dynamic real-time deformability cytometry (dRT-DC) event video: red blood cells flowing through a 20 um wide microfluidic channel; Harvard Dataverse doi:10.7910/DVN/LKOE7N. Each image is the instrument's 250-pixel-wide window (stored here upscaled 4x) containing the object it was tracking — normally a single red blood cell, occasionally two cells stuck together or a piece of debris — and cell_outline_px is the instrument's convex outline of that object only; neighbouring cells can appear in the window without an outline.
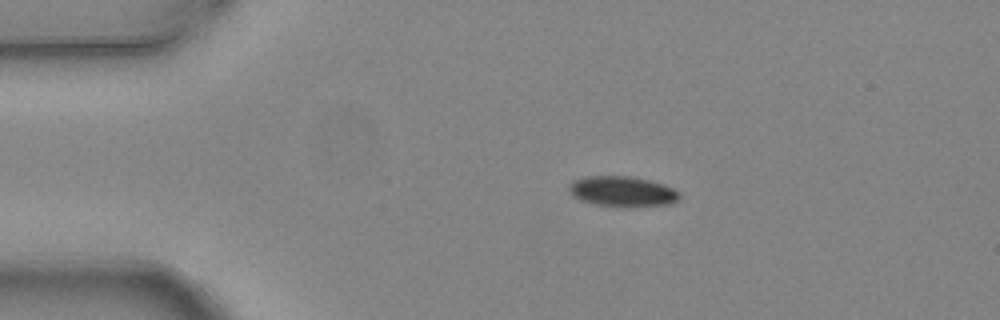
{"species": "common noctule bat (a hibernating species)", "species_latin": "Nyctalus noctula", "temperature_condition": "warm", "stored_images_in_passage": 3, "camera_frame_rate_fps": 3000, "um_per_image_px": 0.085, "animal": {"sex": "female", "body_mass_g": 24.6, "forearm_length_mm": 56.2}, "frame": {"image": 1, "passage_image": 1, "time_ms": 0.0, "image_size_px": [1000, 320], "cell_outline_px": [[680, 196], [676, 200], [668, 204], [636, 208], [628, 208], [596, 204], [580, 200], [572, 196], [568, 188], [568, 184], [572, 180], [580, 176], [632, 176], [664, 184], [680, 192]], "centroid_in_image_um": [52.87, 16.28], "position_along_channel_um": 32.1, "area_um2": 20.0}}
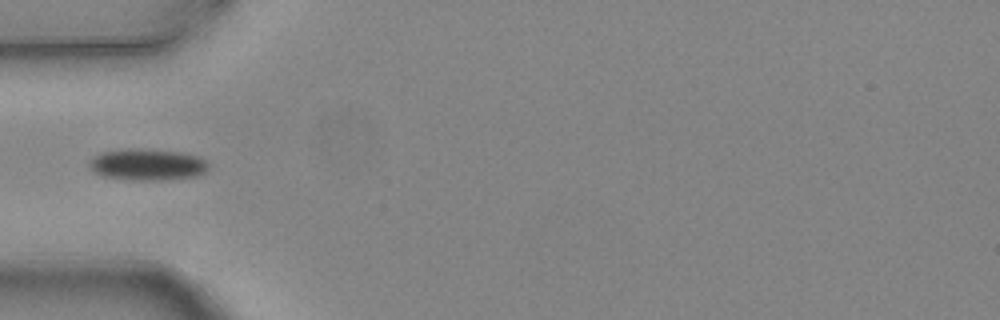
{"frame": {"image": 2, "passage_image": 3, "time_ms": 0.667, "image_size_px": [1000, 320], "cell_outline_px": [[208, 168], [204, 172], [196, 176], [164, 180], [128, 180], [104, 176], [92, 172], [88, 168], [88, 160], [92, 156], [104, 152], [132, 148], [140, 148], [180, 152], [200, 156], [208, 164]], "centroid_in_image_um": [12.48, 13.99], "position_along_channel_um": 72.5, "area_um2": 22.14}}